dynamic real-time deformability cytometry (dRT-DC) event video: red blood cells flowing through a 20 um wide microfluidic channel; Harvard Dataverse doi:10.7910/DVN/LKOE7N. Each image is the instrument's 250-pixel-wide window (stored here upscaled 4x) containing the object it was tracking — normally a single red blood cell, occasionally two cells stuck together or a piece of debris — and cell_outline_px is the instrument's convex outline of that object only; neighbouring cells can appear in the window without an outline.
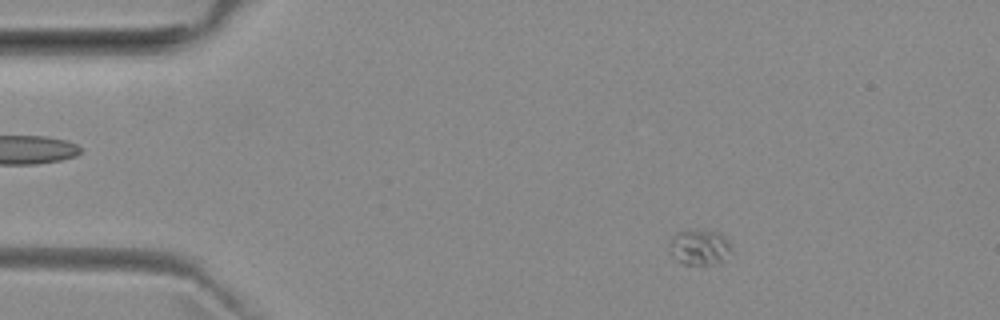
{"species": "common noctule bat (a hibernating species)", "species_latin": "Nyctalus noctula", "temperature_condition": "room temperature", "stored_images_in_passage": 51, "camera_frame_rate_fps": 3000, "um_per_image_px": 0.085, "animal": {"sex": "female", "body_mass_g": 29.2, "forearm_length_mm": 56.3}, "frame": {"image": 1, "passage_image": 6, "time_ms": 1.667, "image_size_px": [1000, 320], "cell_outline_px": [[732, 252], [720, 264], [704, 268], [684, 264], [668, 252], [668, 244], [672, 236], [676, 232], [696, 228], [720, 232], [732, 244]], "centroid_in_image_um": [59.49, 21.04], "position_along_channel_um": 25.5, "area_um2": 13.93}}
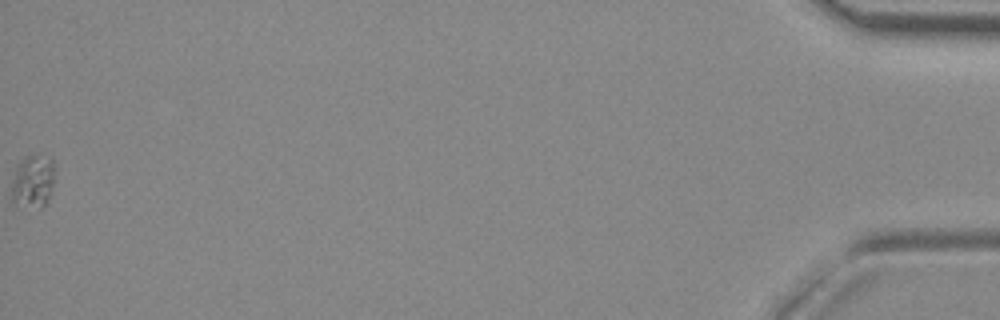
{"frame": {"image": 2, "passage_image": 51, "time_ms": 16.667, "image_size_px": [1000, 320], "cell_outline_px": [[52, 188], [48, 200], [40, 208], [12, 204], [12, 180], [16, 164], [24, 156], [36, 152], [52, 156]], "centroid_in_image_um": [2.77, 15.34], "position_along_channel_um": 432.4, "area_um2": 13.7}}